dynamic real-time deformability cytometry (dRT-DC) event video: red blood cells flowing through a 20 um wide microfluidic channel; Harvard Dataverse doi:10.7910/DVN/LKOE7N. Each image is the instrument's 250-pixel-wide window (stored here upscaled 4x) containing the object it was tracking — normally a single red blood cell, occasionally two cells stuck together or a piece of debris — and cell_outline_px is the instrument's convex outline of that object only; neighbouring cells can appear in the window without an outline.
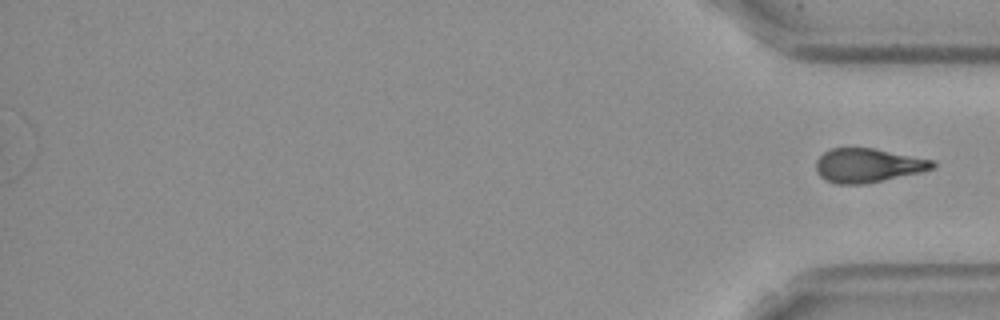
{"species": "Egyptian fruit bat (a non-hibernating species)", "species_latin": "Rousettus aegyptiacus", "temperature_condition": "cold", "stored_images_in_passage": 51, "segment_of_instrument_passage": [2, 2], "camera_frame_rate_fps": 3000, "um_per_image_px": 0.085, "frame": {"image": 1, "passage_image": 51, "time_ms": 16.667, "image_size_px": [1000, 320], "cell_outline_px": [[936, 168], [920, 172], [860, 184], [836, 184], [824, 180], [816, 172], [816, 160], [824, 152], [832, 148], [872, 148], [936, 160]], "centroid_in_image_um": [73.77, 14.05], "position_along_channel_um": 361.4, "area_um2": 23.0}}